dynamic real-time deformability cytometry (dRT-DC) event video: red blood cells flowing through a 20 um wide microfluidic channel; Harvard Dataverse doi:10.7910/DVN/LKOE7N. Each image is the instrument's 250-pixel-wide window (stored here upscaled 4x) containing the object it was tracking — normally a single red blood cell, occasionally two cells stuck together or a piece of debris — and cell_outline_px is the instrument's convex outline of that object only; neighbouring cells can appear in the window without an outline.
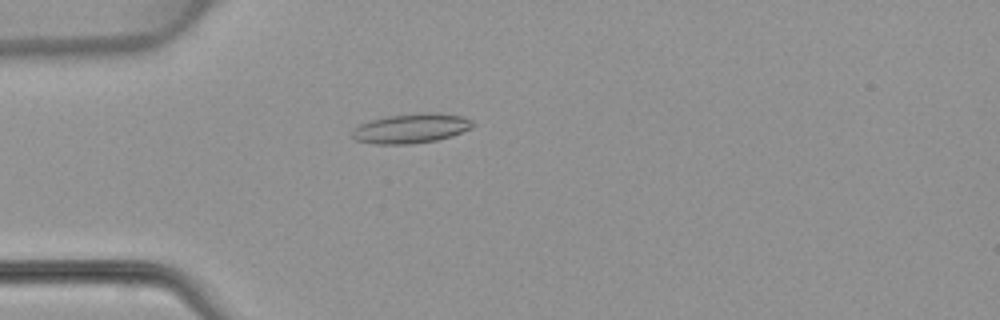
{"species": "common noctule bat (a hibernating species)", "species_latin": "Nyctalus noctula", "temperature_condition": "warm", "stored_images_in_passage": 48, "camera_frame_rate_fps": 3000, "um_per_image_px": 0.085, "animal": {"sex": "female", "body_mass_g": 22.7, "forearm_length_mm": 54.2}, "frame": {"image": 1, "passage_image": 14, "time_ms": 4.333, "image_size_px": [1000, 320], "cell_outline_px": [[476, 124], [472, 128], [452, 136], [436, 140], [408, 144], [376, 144], [356, 140], [352, 136], [352, 132], [360, 124], [372, 120], [388, 116], [416, 112], [428, 112], [464, 116], [472, 120]], "centroid_in_image_um": [35.0, 10.9], "position_along_channel_um": 50.0, "area_um2": 20.81}}
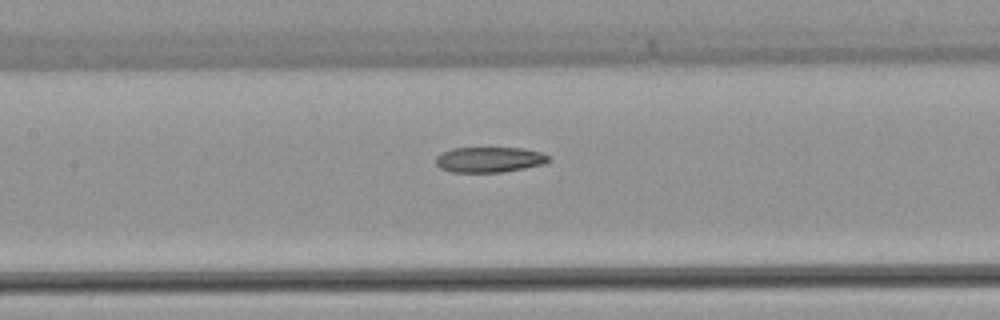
{"frame": {"image": 2, "passage_image": 23, "time_ms": 7.333, "image_size_px": [1000, 320], "cell_outline_px": [[552, 160], [544, 164], [504, 172], [452, 172], [440, 168], [436, 164], [436, 156], [452, 148], [524, 148], [540, 152], [552, 156]], "centroid_in_image_um": [41.65, 13.57], "position_along_channel_um": 165.8, "area_um2": 16.82}}
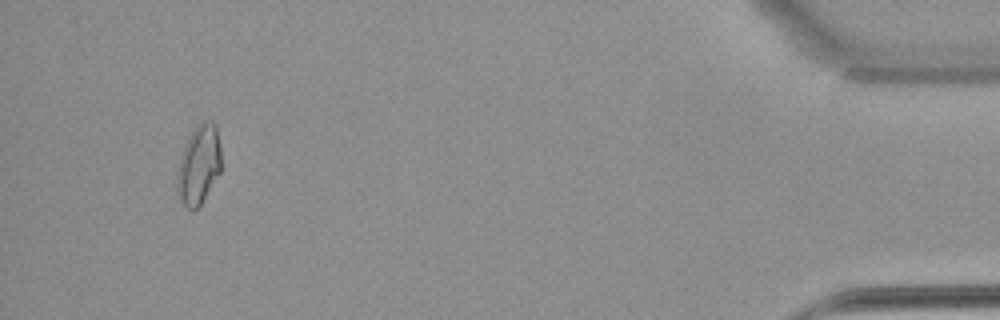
{"frame": {"image": 3, "passage_image": 46, "time_ms": 15.0, "image_size_px": [1000, 320], "cell_outline_px": [[220, 172], [200, 204], [192, 212], [180, 200], [176, 192], [176, 176], [180, 156], [192, 132], [200, 120], [212, 120], [216, 124], [220, 148]], "centroid_in_image_um": [16.88, 13.99], "position_along_channel_um": 418.3, "area_um2": 20.29}}